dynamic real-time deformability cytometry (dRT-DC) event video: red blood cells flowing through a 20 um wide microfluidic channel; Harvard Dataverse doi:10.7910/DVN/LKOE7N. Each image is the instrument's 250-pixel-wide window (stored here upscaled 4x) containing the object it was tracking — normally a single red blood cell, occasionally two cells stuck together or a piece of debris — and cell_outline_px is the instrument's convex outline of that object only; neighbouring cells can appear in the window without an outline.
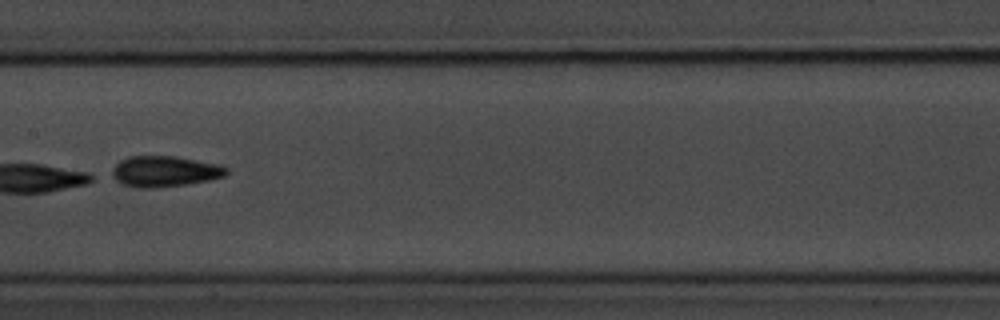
{"species": "common noctule bat (a hibernating species)", "species_latin": "Nyctalus noctula", "temperature_condition": "room temperature", "stored_images_in_passage": 10, "camera_frame_rate_fps": 3000, "um_per_image_px": 0.085, "animal": {"sex": "male", "body_mass_g": 20.1, "forearm_length_mm": 53.5}, "frame": {"image": 1, "passage_image": 7, "time_ms": 8.0, "image_size_px": [1000, 320], "cell_outline_px": [[228, 172], [224, 176], [208, 180], [184, 184], [152, 188], [136, 188], [120, 184], [104, 176], [120, 160], [128, 156], [176, 156], [220, 164], [228, 168]], "centroid_in_image_um": [13.87, 14.57], "position_along_channel_um": 193.5, "area_um2": 21.1}}